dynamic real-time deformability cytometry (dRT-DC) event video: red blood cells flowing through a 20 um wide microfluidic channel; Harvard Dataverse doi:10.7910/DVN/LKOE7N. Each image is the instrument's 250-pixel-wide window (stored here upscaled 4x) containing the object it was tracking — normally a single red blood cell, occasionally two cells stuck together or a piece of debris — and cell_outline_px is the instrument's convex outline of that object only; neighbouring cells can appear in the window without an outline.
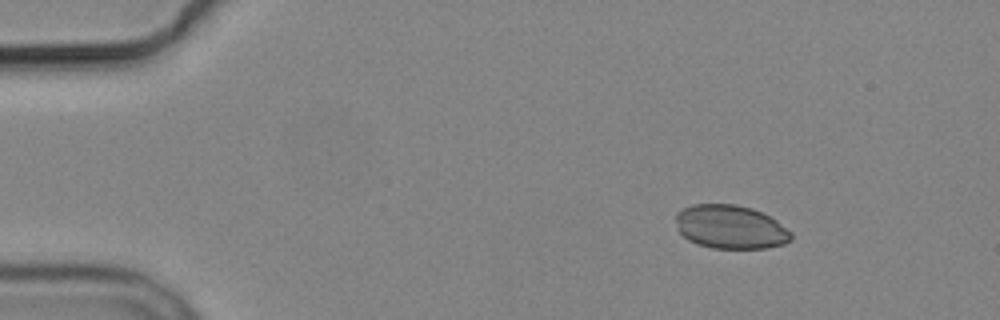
{"species": "common noctule bat (a hibernating species)", "species_latin": "Nyctalus noctula", "temperature_condition": "cold", "stored_images_in_passage": 5, "camera_frame_rate_fps": 3000, "um_per_image_px": 0.085, "animal": {"sex": "male", "body_mass_g": 19.2, "forearm_length_mm": 51.8}, "frame": {"image": 1, "passage_image": 3, "time_ms": 2.333, "image_size_px": [1000, 320], "cell_outline_px": [[792, 240], [784, 244], [768, 248], [712, 248], [696, 244], [688, 240], [680, 232], [676, 220], [676, 212], [692, 204], [736, 204], [752, 208], [776, 220], [792, 232]], "centroid_in_image_um": [62.1, 19.29], "position_along_channel_um": 22.9, "area_um2": 29.42}}